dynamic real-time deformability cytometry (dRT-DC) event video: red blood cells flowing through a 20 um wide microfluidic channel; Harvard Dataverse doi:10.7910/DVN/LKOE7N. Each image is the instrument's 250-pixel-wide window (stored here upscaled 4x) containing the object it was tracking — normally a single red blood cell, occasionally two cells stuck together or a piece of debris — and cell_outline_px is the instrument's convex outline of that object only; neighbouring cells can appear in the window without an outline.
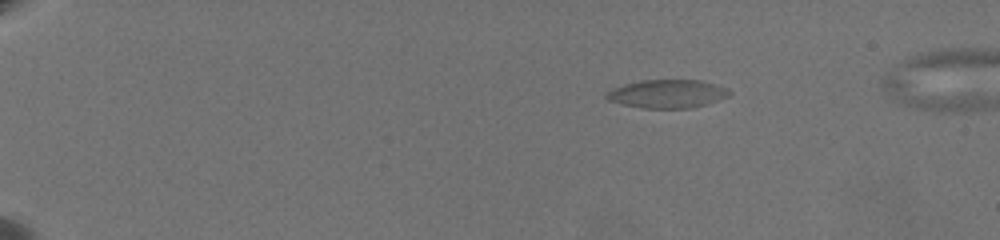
{"species": "common noctule bat (a hibernating species)", "species_latin": "Nyctalus noctula", "temperature_condition": "warm", "stored_images_in_passage": 4, "camera_frame_rate_fps": 3000, "um_per_image_px": 0.085, "animal": {"sex": "female", "body_mass_g": 19.5, "forearm_length_mm": 54.1}, "frame": {"image": 1, "passage_image": 1, "time_ms": 0.0, "image_size_px": [1000, 240], "cell_outline_px": [[732, 92], [728, 96], [688, 108], [648, 108], [624, 104], [608, 100], [604, 96], [608, 92], [616, 88], [628, 84], [644, 80], [696, 80], [724, 88]], "centroid_in_image_um": [56.68, 7.97], "position_along_channel_um": 28.3, "area_um2": 19.31}}